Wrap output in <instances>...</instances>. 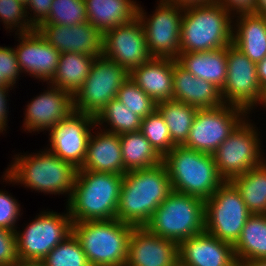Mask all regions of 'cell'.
Listing matches in <instances>:
<instances>
[{
    "instance_id": "obj_1",
    "label": "cell",
    "mask_w": 266,
    "mask_h": 266,
    "mask_svg": "<svg viewBox=\"0 0 266 266\" xmlns=\"http://www.w3.org/2000/svg\"><path fill=\"white\" fill-rule=\"evenodd\" d=\"M172 191L163 163L147 169L127 171L123 175L116 219L143 227Z\"/></svg>"
},
{
    "instance_id": "obj_2",
    "label": "cell",
    "mask_w": 266,
    "mask_h": 266,
    "mask_svg": "<svg viewBox=\"0 0 266 266\" xmlns=\"http://www.w3.org/2000/svg\"><path fill=\"white\" fill-rule=\"evenodd\" d=\"M123 175L77 170L67 201L72 222L116 219Z\"/></svg>"
},
{
    "instance_id": "obj_3",
    "label": "cell",
    "mask_w": 266,
    "mask_h": 266,
    "mask_svg": "<svg viewBox=\"0 0 266 266\" xmlns=\"http://www.w3.org/2000/svg\"><path fill=\"white\" fill-rule=\"evenodd\" d=\"M180 52H202L221 49L232 44L231 14L219 3L184 7Z\"/></svg>"
},
{
    "instance_id": "obj_4",
    "label": "cell",
    "mask_w": 266,
    "mask_h": 266,
    "mask_svg": "<svg viewBox=\"0 0 266 266\" xmlns=\"http://www.w3.org/2000/svg\"><path fill=\"white\" fill-rule=\"evenodd\" d=\"M172 190L206 200L224 180L219 176L213 154L198 152L183 145L174 148L162 158Z\"/></svg>"
},
{
    "instance_id": "obj_5",
    "label": "cell",
    "mask_w": 266,
    "mask_h": 266,
    "mask_svg": "<svg viewBox=\"0 0 266 266\" xmlns=\"http://www.w3.org/2000/svg\"><path fill=\"white\" fill-rule=\"evenodd\" d=\"M77 168L54 155L50 150L36 155H21L5 173V180L21 183L25 187L50 193L68 194L70 199L74 187ZM69 192V193H68Z\"/></svg>"
},
{
    "instance_id": "obj_6",
    "label": "cell",
    "mask_w": 266,
    "mask_h": 266,
    "mask_svg": "<svg viewBox=\"0 0 266 266\" xmlns=\"http://www.w3.org/2000/svg\"><path fill=\"white\" fill-rule=\"evenodd\" d=\"M135 226L118 219L72 224L90 266H125L128 242Z\"/></svg>"
},
{
    "instance_id": "obj_7",
    "label": "cell",
    "mask_w": 266,
    "mask_h": 266,
    "mask_svg": "<svg viewBox=\"0 0 266 266\" xmlns=\"http://www.w3.org/2000/svg\"><path fill=\"white\" fill-rule=\"evenodd\" d=\"M145 227L151 233L179 245L204 232L205 200L172 191L154 211Z\"/></svg>"
},
{
    "instance_id": "obj_8",
    "label": "cell",
    "mask_w": 266,
    "mask_h": 266,
    "mask_svg": "<svg viewBox=\"0 0 266 266\" xmlns=\"http://www.w3.org/2000/svg\"><path fill=\"white\" fill-rule=\"evenodd\" d=\"M250 215L235 185L231 181H224L205 200L204 231L234 245Z\"/></svg>"
},
{
    "instance_id": "obj_9",
    "label": "cell",
    "mask_w": 266,
    "mask_h": 266,
    "mask_svg": "<svg viewBox=\"0 0 266 266\" xmlns=\"http://www.w3.org/2000/svg\"><path fill=\"white\" fill-rule=\"evenodd\" d=\"M130 73L104 55L95 57L90 73L73 96L74 111L96 117L115 99Z\"/></svg>"
},
{
    "instance_id": "obj_10",
    "label": "cell",
    "mask_w": 266,
    "mask_h": 266,
    "mask_svg": "<svg viewBox=\"0 0 266 266\" xmlns=\"http://www.w3.org/2000/svg\"><path fill=\"white\" fill-rule=\"evenodd\" d=\"M246 121L245 118L213 153L217 172L224 181H231L265 161L261 158L258 133Z\"/></svg>"
},
{
    "instance_id": "obj_11",
    "label": "cell",
    "mask_w": 266,
    "mask_h": 266,
    "mask_svg": "<svg viewBox=\"0 0 266 266\" xmlns=\"http://www.w3.org/2000/svg\"><path fill=\"white\" fill-rule=\"evenodd\" d=\"M247 114L243 109L223 104L211 109H198L189 136L183 146L213 154Z\"/></svg>"
},
{
    "instance_id": "obj_12",
    "label": "cell",
    "mask_w": 266,
    "mask_h": 266,
    "mask_svg": "<svg viewBox=\"0 0 266 266\" xmlns=\"http://www.w3.org/2000/svg\"><path fill=\"white\" fill-rule=\"evenodd\" d=\"M72 219L67 213L42 212L25 227L15 231L19 260L42 261L58 244L72 234Z\"/></svg>"
},
{
    "instance_id": "obj_13",
    "label": "cell",
    "mask_w": 266,
    "mask_h": 266,
    "mask_svg": "<svg viewBox=\"0 0 266 266\" xmlns=\"http://www.w3.org/2000/svg\"><path fill=\"white\" fill-rule=\"evenodd\" d=\"M153 16L138 5L137 17L143 25L146 46L152 57L176 59L180 54V33L184 7L160 1ZM147 20V21H145Z\"/></svg>"
},
{
    "instance_id": "obj_14",
    "label": "cell",
    "mask_w": 266,
    "mask_h": 266,
    "mask_svg": "<svg viewBox=\"0 0 266 266\" xmlns=\"http://www.w3.org/2000/svg\"><path fill=\"white\" fill-rule=\"evenodd\" d=\"M226 55L227 76L221 97L225 104L239 107L248 113L258 103L262 91L256 63L233 44L226 47Z\"/></svg>"
},
{
    "instance_id": "obj_15",
    "label": "cell",
    "mask_w": 266,
    "mask_h": 266,
    "mask_svg": "<svg viewBox=\"0 0 266 266\" xmlns=\"http://www.w3.org/2000/svg\"><path fill=\"white\" fill-rule=\"evenodd\" d=\"M103 55L129 73L152 58L146 46L143 25L138 17L103 33Z\"/></svg>"
},
{
    "instance_id": "obj_16",
    "label": "cell",
    "mask_w": 266,
    "mask_h": 266,
    "mask_svg": "<svg viewBox=\"0 0 266 266\" xmlns=\"http://www.w3.org/2000/svg\"><path fill=\"white\" fill-rule=\"evenodd\" d=\"M93 125L96 127L94 116L73 111L49 130V150L79 169L86 156Z\"/></svg>"
},
{
    "instance_id": "obj_17",
    "label": "cell",
    "mask_w": 266,
    "mask_h": 266,
    "mask_svg": "<svg viewBox=\"0 0 266 266\" xmlns=\"http://www.w3.org/2000/svg\"><path fill=\"white\" fill-rule=\"evenodd\" d=\"M36 30L60 53L103 55V34L89 22L74 26L42 23Z\"/></svg>"
},
{
    "instance_id": "obj_18",
    "label": "cell",
    "mask_w": 266,
    "mask_h": 266,
    "mask_svg": "<svg viewBox=\"0 0 266 266\" xmlns=\"http://www.w3.org/2000/svg\"><path fill=\"white\" fill-rule=\"evenodd\" d=\"M178 255L176 242L151 233L145 226L134 227L125 266H173Z\"/></svg>"
},
{
    "instance_id": "obj_19",
    "label": "cell",
    "mask_w": 266,
    "mask_h": 266,
    "mask_svg": "<svg viewBox=\"0 0 266 266\" xmlns=\"http://www.w3.org/2000/svg\"><path fill=\"white\" fill-rule=\"evenodd\" d=\"M20 44L15 50L21 72H27L36 79L49 82L54 77L60 52L50 45L35 29L19 34Z\"/></svg>"
},
{
    "instance_id": "obj_20",
    "label": "cell",
    "mask_w": 266,
    "mask_h": 266,
    "mask_svg": "<svg viewBox=\"0 0 266 266\" xmlns=\"http://www.w3.org/2000/svg\"><path fill=\"white\" fill-rule=\"evenodd\" d=\"M27 107L23 126L25 130H50L74 111L73 96L50 86V90L34 98Z\"/></svg>"
},
{
    "instance_id": "obj_21",
    "label": "cell",
    "mask_w": 266,
    "mask_h": 266,
    "mask_svg": "<svg viewBox=\"0 0 266 266\" xmlns=\"http://www.w3.org/2000/svg\"><path fill=\"white\" fill-rule=\"evenodd\" d=\"M178 252L185 266H238L233 245L205 231L182 241Z\"/></svg>"
},
{
    "instance_id": "obj_22",
    "label": "cell",
    "mask_w": 266,
    "mask_h": 266,
    "mask_svg": "<svg viewBox=\"0 0 266 266\" xmlns=\"http://www.w3.org/2000/svg\"><path fill=\"white\" fill-rule=\"evenodd\" d=\"M173 100L197 109L222 106L221 90L214 84L193 76L173 59Z\"/></svg>"
},
{
    "instance_id": "obj_23",
    "label": "cell",
    "mask_w": 266,
    "mask_h": 266,
    "mask_svg": "<svg viewBox=\"0 0 266 266\" xmlns=\"http://www.w3.org/2000/svg\"><path fill=\"white\" fill-rule=\"evenodd\" d=\"M129 77L156 103L173 97V58L152 57L134 68Z\"/></svg>"
},
{
    "instance_id": "obj_24",
    "label": "cell",
    "mask_w": 266,
    "mask_h": 266,
    "mask_svg": "<svg viewBox=\"0 0 266 266\" xmlns=\"http://www.w3.org/2000/svg\"><path fill=\"white\" fill-rule=\"evenodd\" d=\"M89 138L83 165L78 170L124 175L119 134L104 131Z\"/></svg>"
},
{
    "instance_id": "obj_25",
    "label": "cell",
    "mask_w": 266,
    "mask_h": 266,
    "mask_svg": "<svg viewBox=\"0 0 266 266\" xmlns=\"http://www.w3.org/2000/svg\"><path fill=\"white\" fill-rule=\"evenodd\" d=\"M176 61L193 76L214 84L220 90L225 85L226 47L202 52H180Z\"/></svg>"
},
{
    "instance_id": "obj_26",
    "label": "cell",
    "mask_w": 266,
    "mask_h": 266,
    "mask_svg": "<svg viewBox=\"0 0 266 266\" xmlns=\"http://www.w3.org/2000/svg\"><path fill=\"white\" fill-rule=\"evenodd\" d=\"M232 44L252 62L258 63L266 57V17L255 13H240Z\"/></svg>"
},
{
    "instance_id": "obj_27",
    "label": "cell",
    "mask_w": 266,
    "mask_h": 266,
    "mask_svg": "<svg viewBox=\"0 0 266 266\" xmlns=\"http://www.w3.org/2000/svg\"><path fill=\"white\" fill-rule=\"evenodd\" d=\"M88 22L102 34L137 17L138 5L133 0H84Z\"/></svg>"
},
{
    "instance_id": "obj_28",
    "label": "cell",
    "mask_w": 266,
    "mask_h": 266,
    "mask_svg": "<svg viewBox=\"0 0 266 266\" xmlns=\"http://www.w3.org/2000/svg\"><path fill=\"white\" fill-rule=\"evenodd\" d=\"M94 60L91 55L60 53L56 73L49 83L74 96L88 77Z\"/></svg>"
},
{
    "instance_id": "obj_29",
    "label": "cell",
    "mask_w": 266,
    "mask_h": 266,
    "mask_svg": "<svg viewBox=\"0 0 266 266\" xmlns=\"http://www.w3.org/2000/svg\"><path fill=\"white\" fill-rule=\"evenodd\" d=\"M238 265L245 261L266 259V214H251L233 245Z\"/></svg>"
},
{
    "instance_id": "obj_30",
    "label": "cell",
    "mask_w": 266,
    "mask_h": 266,
    "mask_svg": "<svg viewBox=\"0 0 266 266\" xmlns=\"http://www.w3.org/2000/svg\"><path fill=\"white\" fill-rule=\"evenodd\" d=\"M124 174L135 169H147L162 163V157L140 130L119 135Z\"/></svg>"
},
{
    "instance_id": "obj_31",
    "label": "cell",
    "mask_w": 266,
    "mask_h": 266,
    "mask_svg": "<svg viewBox=\"0 0 266 266\" xmlns=\"http://www.w3.org/2000/svg\"><path fill=\"white\" fill-rule=\"evenodd\" d=\"M251 214H266V161L231 180Z\"/></svg>"
},
{
    "instance_id": "obj_32",
    "label": "cell",
    "mask_w": 266,
    "mask_h": 266,
    "mask_svg": "<svg viewBox=\"0 0 266 266\" xmlns=\"http://www.w3.org/2000/svg\"><path fill=\"white\" fill-rule=\"evenodd\" d=\"M156 110L162 115L175 145H183L192 127L197 108L173 99L157 103Z\"/></svg>"
},
{
    "instance_id": "obj_33",
    "label": "cell",
    "mask_w": 266,
    "mask_h": 266,
    "mask_svg": "<svg viewBox=\"0 0 266 266\" xmlns=\"http://www.w3.org/2000/svg\"><path fill=\"white\" fill-rule=\"evenodd\" d=\"M128 109L116 98L112 99L95 117L96 126L107 122L111 129L105 131L119 135L140 130L142 118Z\"/></svg>"
},
{
    "instance_id": "obj_34",
    "label": "cell",
    "mask_w": 266,
    "mask_h": 266,
    "mask_svg": "<svg viewBox=\"0 0 266 266\" xmlns=\"http://www.w3.org/2000/svg\"><path fill=\"white\" fill-rule=\"evenodd\" d=\"M140 131L162 158L175 146L168 126L157 110L142 119Z\"/></svg>"
},
{
    "instance_id": "obj_35",
    "label": "cell",
    "mask_w": 266,
    "mask_h": 266,
    "mask_svg": "<svg viewBox=\"0 0 266 266\" xmlns=\"http://www.w3.org/2000/svg\"><path fill=\"white\" fill-rule=\"evenodd\" d=\"M42 261L46 266H90L73 233L55 246Z\"/></svg>"
},
{
    "instance_id": "obj_36",
    "label": "cell",
    "mask_w": 266,
    "mask_h": 266,
    "mask_svg": "<svg viewBox=\"0 0 266 266\" xmlns=\"http://www.w3.org/2000/svg\"><path fill=\"white\" fill-rule=\"evenodd\" d=\"M116 99L142 119L157 108V103L144 93L130 77L119 88Z\"/></svg>"
},
{
    "instance_id": "obj_37",
    "label": "cell",
    "mask_w": 266,
    "mask_h": 266,
    "mask_svg": "<svg viewBox=\"0 0 266 266\" xmlns=\"http://www.w3.org/2000/svg\"><path fill=\"white\" fill-rule=\"evenodd\" d=\"M87 22L84 0H53L49 17L44 23L74 26Z\"/></svg>"
},
{
    "instance_id": "obj_38",
    "label": "cell",
    "mask_w": 266,
    "mask_h": 266,
    "mask_svg": "<svg viewBox=\"0 0 266 266\" xmlns=\"http://www.w3.org/2000/svg\"><path fill=\"white\" fill-rule=\"evenodd\" d=\"M0 17L1 21L5 23L6 29L10 28L11 30L12 27H18L17 31L19 30L18 32H20L18 34L29 33L35 30L26 18L28 17L26 6L18 0H0Z\"/></svg>"
},
{
    "instance_id": "obj_39",
    "label": "cell",
    "mask_w": 266,
    "mask_h": 266,
    "mask_svg": "<svg viewBox=\"0 0 266 266\" xmlns=\"http://www.w3.org/2000/svg\"><path fill=\"white\" fill-rule=\"evenodd\" d=\"M21 73L14 48L0 46V87H12Z\"/></svg>"
},
{
    "instance_id": "obj_40",
    "label": "cell",
    "mask_w": 266,
    "mask_h": 266,
    "mask_svg": "<svg viewBox=\"0 0 266 266\" xmlns=\"http://www.w3.org/2000/svg\"><path fill=\"white\" fill-rule=\"evenodd\" d=\"M20 211V204L0 190V227L16 231L15 224L20 216Z\"/></svg>"
},
{
    "instance_id": "obj_41",
    "label": "cell",
    "mask_w": 266,
    "mask_h": 266,
    "mask_svg": "<svg viewBox=\"0 0 266 266\" xmlns=\"http://www.w3.org/2000/svg\"><path fill=\"white\" fill-rule=\"evenodd\" d=\"M18 260L15 231L0 227V266H13Z\"/></svg>"
},
{
    "instance_id": "obj_42",
    "label": "cell",
    "mask_w": 266,
    "mask_h": 266,
    "mask_svg": "<svg viewBox=\"0 0 266 266\" xmlns=\"http://www.w3.org/2000/svg\"><path fill=\"white\" fill-rule=\"evenodd\" d=\"M52 2L53 0H28L26 12L29 9L33 10V15L35 14L32 18L31 16L28 17V22H30L34 29L38 28L48 19Z\"/></svg>"
},
{
    "instance_id": "obj_43",
    "label": "cell",
    "mask_w": 266,
    "mask_h": 266,
    "mask_svg": "<svg viewBox=\"0 0 266 266\" xmlns=\"http://www.w3.org/2000/svg\"><path fill=\"white\" fill-rule=\"evenodd\" d=\"M229 13L236 11L240 13H254L256 0H215Z\"/></svg>"
},
{
    "instance_id": "obj_44",
    "label": "cell",
    "mask_w": 266,
    "mask_h": 266,
    "mask_svg": "<svg viewBox=\"0 0 266 266\" xmlns=\"http://www.w3.org/2000/svg\"><path fill=\"white\" fill-rule=\"evenodd\" d=\"M9 91V87H4V86H1L0 87V132H3V130L5 131L4 128H6L7 126V112L8 110L7 109V102L8 101L6 99L7 97V93Z\"/></svg>"
},
{
    "instance_id": "obj_45",
    "label": "cell",
    "mask_w": 266,
    "mask_h": 266,
    "mask_svg": "<svg viewBox=\"0 0 266 266\" xmlns=\"http://www.w3.org/2000/svg\"><path fill=\"white\" fill-rule=\"evenodd\" d=\"M161 1L183 6V7L215 2V0H161Z\"/></svg>"
},
{
    "instance_id": "obj_46",
    "label": "cell",
    "mask_w": 266,
    "mask_h": 266,
    "mask_svg": "<svg viewBox=\"0 0 266 266\" xmlns=\"http://www.w3.org/2000/svg\"><path fill=\"white\" fill-rule=\"evenodd\" d=\"M257 78L261 87L266 85V57L256 64Z\"/></svg>"
},
{
    "instance_id": "obj_47",
    "label": "cell",
    "mask_w": 266,
    "mask_h": 266,
    "mask_svg": "<svg viewBox=\"0 0 266 266\" xmlns=\"http://www.w3.org/2000/svg\"><path fill=\"white\" fill-rule=\"evenodd\" d=\"M254 13L266 17V0H256Z\"/></svg>"
},
{
    "instance_id": "obj_48",
    "label": "cell",
    "mask_w": 266,
    "mask_h": 266,
    "mask_svg": "<svg viewBox=\"0 0 266 266\" xmlns=\"http://www.w3.org/2000/svg\"><path fill=\"white\" fill-rule=\"evenodd\" d=\"M13 266H46L43 261L18 260Z\"/></svg>"
},
{
    "instance_id": "obj_49",
    "label": "cell",
    "mask_w": 266,
    "mask_h": 266,
    "mask_svg": "<svg viewBox=\"0 0 266 266\" xmlns=\"http://www.w3.org/2000/svg\"><path fill=\"white\" fill-rule=\"evenodd\" d=\"M238 266H266V259H256L253 261H245Z\"/></svg>"
},
{
    "instance_id": "obj_50",
    "label": "cell",
    "mask_w": 266,
    "mask_h": 266,
    "mask_svg": "<svg viewBox=\"0 0 266 266\" xmlns=\"http://www.w3.org/2000/svg\"><path fill=\"white\" fill-rule=\"evenodd\" d=\"M260 103L266 106V85L262 87L261 96L258 101V104Z\"/></svg>"
},
{
    "instance_id": "obj_51",
    "label": "cell",
    "mask_w": 266,
    "mask_h": 266,
    "mask_svg": "<svg viewBox=\"0 0 266 266\" xmlns=\"http://www.w3.org/2000/svg\"><path fill=\"white\" fill-rule=\"evenodd\" d=\"M173 266H185L179 260Z\"/></svg>"
},
{
    "instance_id": "obj_52",
    "label": "cell",
    "mask_w": 266,
    "mask_h": 266,
    "mask_svg": "<svg viewBox=\"0 0 266 266\" xmlns=\"http://www.w3.org/2000/svg\"><path fill=\"white\" fill-rule=\"evenodd\" d=\"M18 1L24 4L25 6L28 4V0H18Z\"/></svg>"
}]
</instances>
